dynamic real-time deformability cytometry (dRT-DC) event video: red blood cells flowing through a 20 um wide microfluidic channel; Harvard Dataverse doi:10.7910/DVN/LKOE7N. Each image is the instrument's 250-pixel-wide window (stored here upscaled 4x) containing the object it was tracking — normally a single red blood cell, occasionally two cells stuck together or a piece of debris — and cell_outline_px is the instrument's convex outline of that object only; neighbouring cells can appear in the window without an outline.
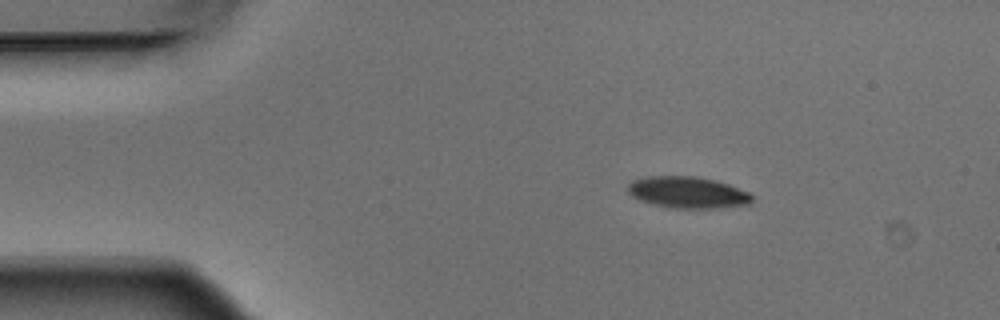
{"species": "Egyptian fruit bat (a non-hibernating species)", "species_latin": "Rousettus aegyptiacus", "temperature_condition": "warm", "stored_images_in_passage": 6, "camera_frame_rate_fps": 3000, "um_per_image_px": 0.085, "animal": {"sex": "male"}, "frame": {"image": 1, "passage_image": 1, "time_ms": 0.0, "image_size_px": [1000, 320], "cell_outline_px": [[752, 200], [748, 204], [720, 208], [668, 208], [652, 204], [640, 200], [632, 196], [628, 192], [628, 184], [632, 180], [648, 176], [696, 176], [716, 180], [728, 184], [748, 192], [752, 196]], "centroid_in_image_um": [58.43, 16.35], "position_along_channel_um": 26.6, "area_um2": 22.89}}